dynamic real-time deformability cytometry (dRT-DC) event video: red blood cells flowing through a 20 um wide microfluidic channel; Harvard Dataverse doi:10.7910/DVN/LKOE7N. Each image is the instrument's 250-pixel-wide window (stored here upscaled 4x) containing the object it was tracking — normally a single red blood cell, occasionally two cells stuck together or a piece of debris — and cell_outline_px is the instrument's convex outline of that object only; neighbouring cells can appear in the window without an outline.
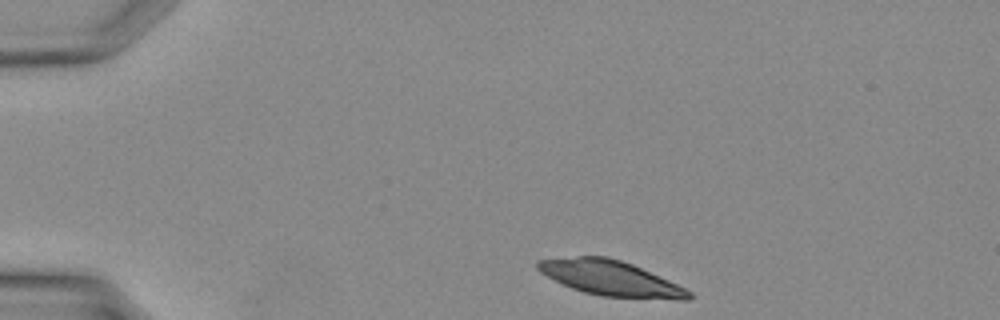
{"species": "Egyptian fruit bat (a non-hibernating species)", "species_latin": "Rousettus aegyptiacus", "temperature_condition": "warm", "stored_images_in_passage": 31, "camera_frame_rate_fps": 3000, "um_per_image_px": 0.085, "animal": {"sex": "female"}, "frame": {"image": 1, "passage_image": 1, "time_ms": 0.0, "image_size_px": [1000, 320], "cell_outline_px": [[692, 296], [688, 300], [680, 300], [604, 296], [584, 292], [572, 288], [540, 272], [536, 268], [536, 260], [576, 256], [608, 256], [632, 264], [668, 280], [692, 292]], "centroid_in_image_um": [51.89, 23.64], "position_along_channel_um": 33.1, "area_um2": 30.58}}
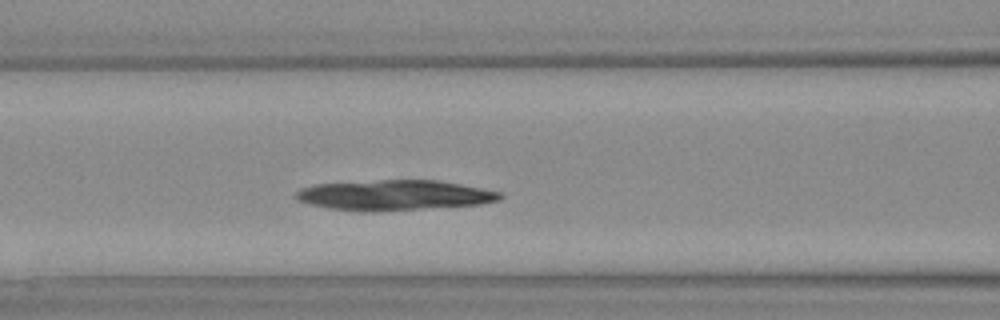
{"frame": {"image": 2, "passage_image": 10, "time_ms": 3.0, "image_size_px": [1000, 320], "cell_outline_px": [[504, 196], [500, 200], [480, 204], [420, 208], [328, 208], [296, 200], [296, 192], [300, 188], [316, 184], [380, 180], [436, 180], [460, 184], [500, 192]], "centroid_in_image_um": [33.57, 16.53], "position_along_channel_um": 133.0, "area_um2": 34.16}}
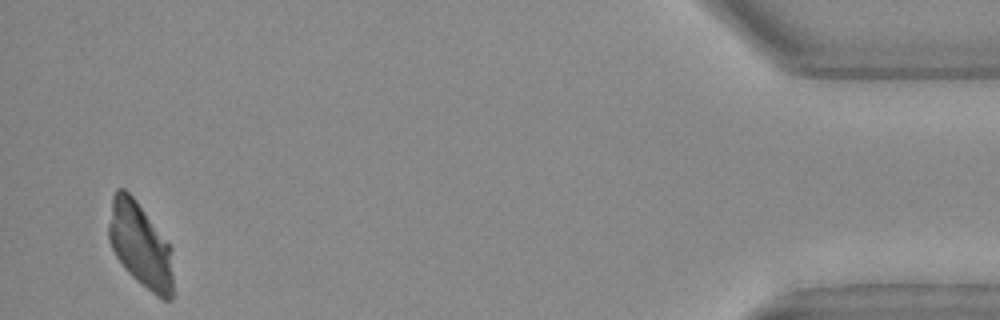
{"frame": {"image": 3, "passage_image": 30, "time_ms": 9.667, "image_size_px": [1000, 320], "cell_outline_px": [[172, 300], [164, 300], [156, 296], [136, 280], [124, 268], [116, 256], [108, 240], [108, 224], [112, 196], [116, 188], [124, 188], [136, 200], [172, 248]], "centroid_in_image_um": [11.91, 20.83], "position_along_channel_um": 423.3, "area_um2": 31.85}}